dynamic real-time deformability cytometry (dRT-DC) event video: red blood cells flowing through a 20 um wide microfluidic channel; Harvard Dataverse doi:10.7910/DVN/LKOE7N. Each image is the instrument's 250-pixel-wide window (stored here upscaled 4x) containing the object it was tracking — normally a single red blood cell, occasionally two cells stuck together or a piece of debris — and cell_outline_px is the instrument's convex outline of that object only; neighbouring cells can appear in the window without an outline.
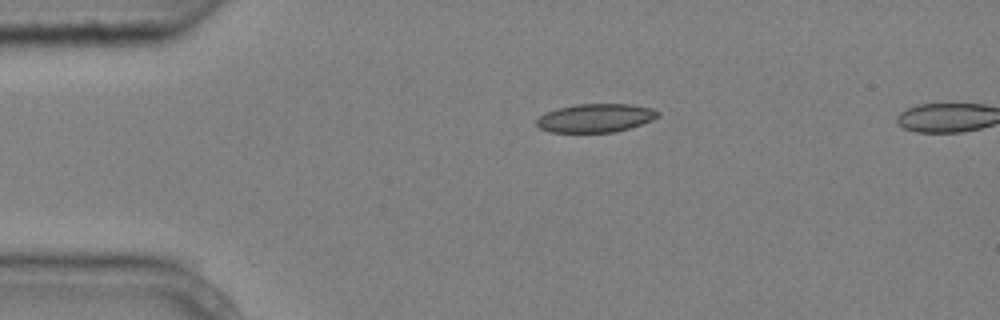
{"species": "common noctule bat (a hibernating species)", "species_latin": "Nyctalus noctula", "temperature_condition": "cold", "stored_images_in_passage": 3, "segment_of_instrument_passage": [1, 2], "camera_frame_rate_fps": 3000, "um_per_image_px": 0.085, "animal": {"sex": "male", "body_mass_g": 20.4}, "frame": {"image": 1, "passage_image": 1, "time_ms": 0.0, "image_size_px": [1000, 320], "cell_outline_px": [[660, 116], [652, 120], [616, 132], [548, 132], [540, 128], [536, 124], [536, 120], [544, 112], [556, 108], [576, 104], [632, 104], [652, 108], [660, 112]], "centroid_in_image_um": [50.61, 10.02], "position_along_channel_um": 34.4, "area_um2": 20.29}}